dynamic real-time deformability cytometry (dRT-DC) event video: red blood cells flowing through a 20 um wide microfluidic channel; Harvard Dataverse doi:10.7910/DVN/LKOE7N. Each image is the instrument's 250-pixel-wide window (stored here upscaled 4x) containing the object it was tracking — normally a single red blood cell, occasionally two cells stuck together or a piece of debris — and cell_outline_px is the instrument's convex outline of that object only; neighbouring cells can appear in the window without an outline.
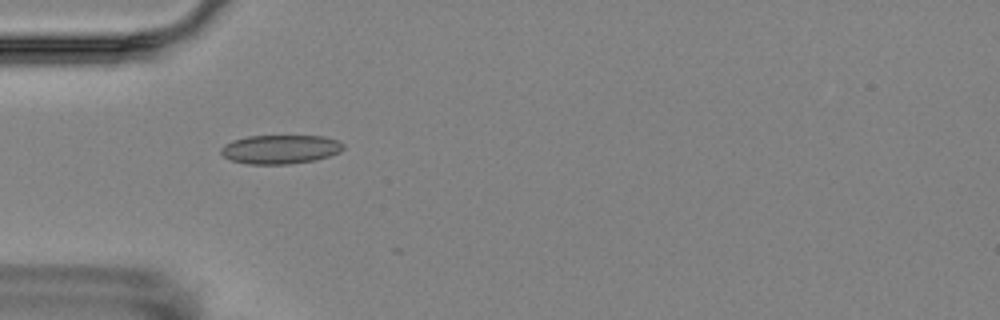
{"species": "Egyptian fruit bat (a non-hibernating species)", "species_latin": "Rousettus aegyptiacus", "temperature_condition": "room temperature", "stored_images_in_passage": 1, "camera_frame_rate_fps": 3000, "um_per_image_px": 0.085, "animal": {"sex": "female"}, "frame": {"image": 1, "passage_image": 1, "time_ms": 0.0, "image_size_px": [1000, 320], "cell_outline_px": [[344, 148], [340, 152], [316, 160], [288, 164], [248, 164], [232, 160], [224, 156], [220, 152], [220, 148], [224, 144], [232, 140], [248, 136], [324, 136], [336, 140], [344, 144]], "centroid_in_image_um": [23.82, 12.69], "position_along_channel_um": 61.2, "area_um2": 20.63}}